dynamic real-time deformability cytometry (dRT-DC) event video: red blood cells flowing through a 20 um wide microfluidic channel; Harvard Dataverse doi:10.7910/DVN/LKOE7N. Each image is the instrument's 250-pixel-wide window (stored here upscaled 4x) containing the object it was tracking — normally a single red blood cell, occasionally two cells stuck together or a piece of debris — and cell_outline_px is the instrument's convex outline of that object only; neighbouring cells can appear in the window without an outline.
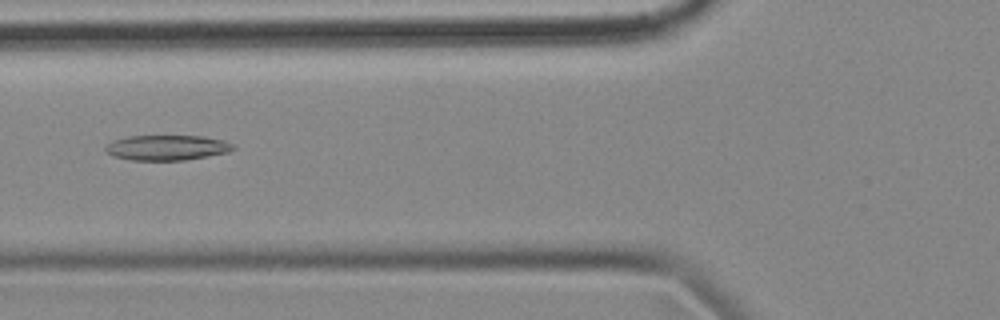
{"species": "common noctule bat (a hibernating species)", "species_latin": "Nyctalus noctula", "temperature_condition": "cold", "stored_images_in_passage": 56, "camera_frame_rate_fps": 3000, "um_per_image_px": 0.085, "animal": {"sex": "female", "body_mass_g": 18.4}, "frame": {"image": 1, "passage_image": 21, "time_ms": 6.667, "image_size_px": [1000, 320], "cell_outline_px": [[236, 148], [228, 152], [208, 156], [184, 160], [132, 160], [112, 156], [104, 148], [112, 140], [128, 136], [204, 136], [224, 140], [236, 144]], "centroid_in_image_um": [14.23, 12.54], "position_along_channel_um": 111.6, "area_um2": 18.84}}
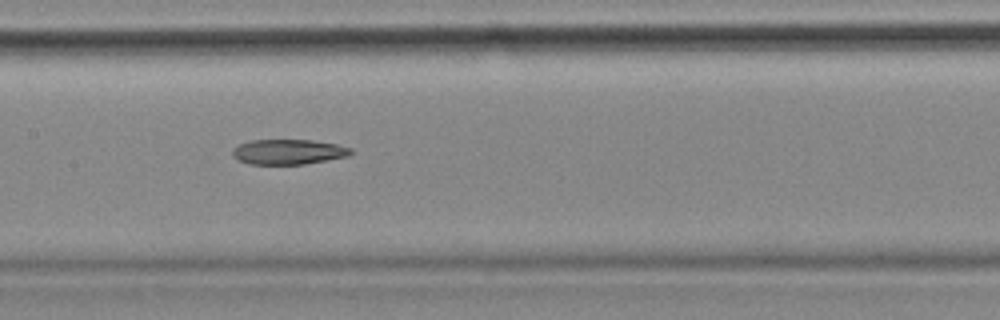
{"frame": {"image": 2, "passage_image": 27, "time_ms": 8.667, "image_size_px": [1000, 320], "cell_outline_px": [[352, 152], [348, 156], [304, 164], [248, 164], [236, 160], [232, 156], [232, 148], [240, 144], [252, 140], [312, 140], [336, 144], [352, 148]], "centroid_in_image_um": [24.47, 12.91], "position_along_channel_um": 182.9, "area_um2": 17.34}}
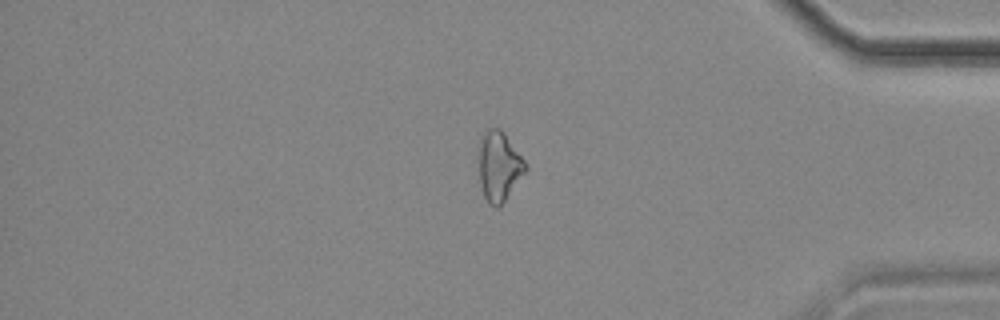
{"frame": {"image": 3, "passage_image": 47, "time_ms": 15.333, "image_size_px": [1000, 320], "cell_outline_px": [[528, 168], [500, 208], [496, 208], [488, 204], [484, 196], [480, 184], [480, 136], [484, 128], [500, 128], [504, 132], [528, 164]], "centroid_in_image_um": [42.43, 14.13], "position_along_channel_um": 392.8, "area_um2": 19.19}}